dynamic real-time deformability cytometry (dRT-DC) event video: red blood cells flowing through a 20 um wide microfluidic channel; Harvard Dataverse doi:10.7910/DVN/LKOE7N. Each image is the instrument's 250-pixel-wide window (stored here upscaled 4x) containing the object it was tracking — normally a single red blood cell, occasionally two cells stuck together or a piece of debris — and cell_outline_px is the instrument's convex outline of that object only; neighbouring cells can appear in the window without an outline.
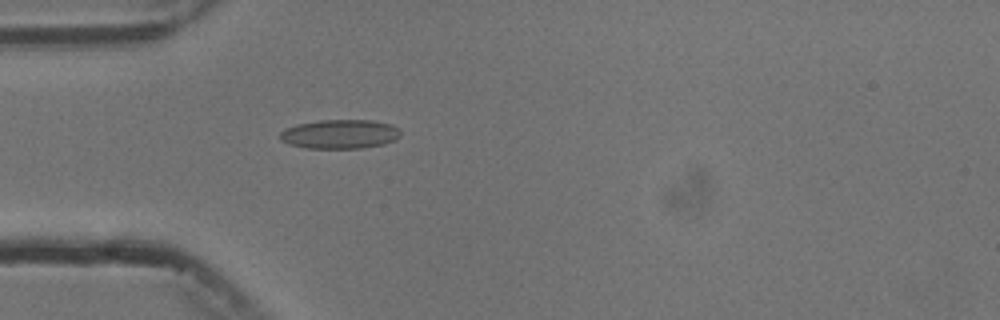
{"species": "common noctule bat (a hibernating species)", "species_latin": "Nyctalus noctula", "temperature_condition": "cold", "stored_images_in_passage": 1, "camera_frame_rate_fps": 3000, "um_per_image_px": 0.085, "animal": {"sex": "male", "body_mass_g": 13.3}, "frame": {"image": 1, "passage_image": 1, "time_ms": 0.0, "image_size_px": [1000, 320], "cell_outline_px": [[400, 136], [396, 140], [384, 144], [360, 148], [304, 148], [288, 144], [280, 140], [280, 132], [296, 124], [320, 120], [372, 120], [392, 124], [400, 132]], "centroid_in_image_um": [28.89, 11.4], "position_along_channel_um": 56.1, "area_um2": 20.52}}